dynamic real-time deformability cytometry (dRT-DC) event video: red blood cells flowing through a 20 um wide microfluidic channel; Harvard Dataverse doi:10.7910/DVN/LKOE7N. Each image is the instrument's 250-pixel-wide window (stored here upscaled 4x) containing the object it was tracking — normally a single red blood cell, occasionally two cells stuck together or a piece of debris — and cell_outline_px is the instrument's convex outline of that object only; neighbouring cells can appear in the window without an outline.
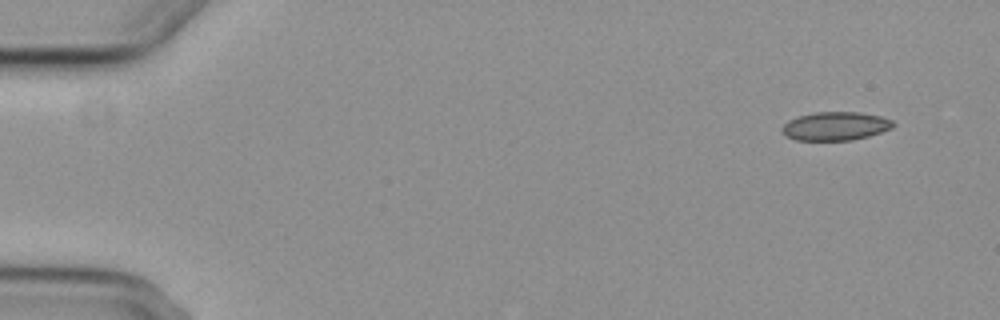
{"species": "common noctule bat (a hibernating species)", "species_latin": "Nyctalus noctula", "temperature_condition": "cold", "stored_images_in_passage": 4, "camera_frame_rate_fps": 3000, "um_per_image_px": 0.085, "animal": {"sex": "female", "body_mass_g": 29.2, "forearm_length_mm": 56.3}, "frame": {"image": 1, "passage_image": 1, "time_ms": 0.0, "image_size_px": [1000, 320], "cell_outline_px": [[896, 124], [892, 128], [868, 136], [852, 140], [796, 140], [784, 136], [780, 128], [788, 120], [800, 116], [816, 112], [860, 112], [880, 116], [892, 120]], "centroid_in_image_um": [71.0, 10.72], "position_along_channel_um": 14.0, "area_um2": 18.5}}